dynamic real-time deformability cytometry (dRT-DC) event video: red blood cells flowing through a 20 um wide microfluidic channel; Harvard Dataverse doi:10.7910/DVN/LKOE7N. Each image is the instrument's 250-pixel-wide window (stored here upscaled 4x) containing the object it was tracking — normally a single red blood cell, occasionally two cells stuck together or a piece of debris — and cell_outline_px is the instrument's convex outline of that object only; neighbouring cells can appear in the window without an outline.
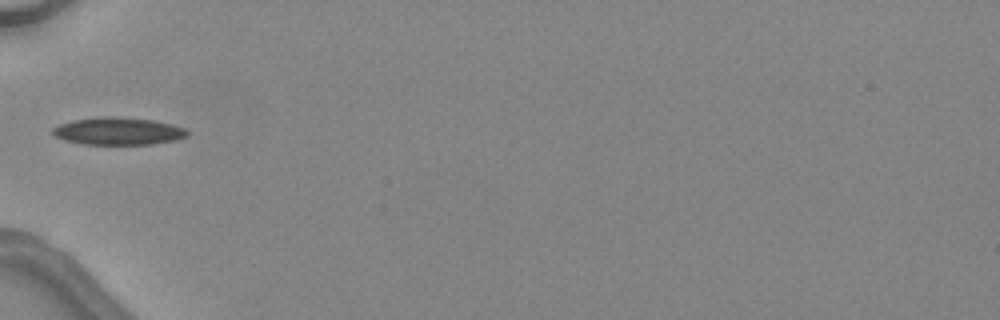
{"species": "common noctule bat (a hibernating species)", "species_latin": "Nyctalus noctula", "temperature_condition": "warm", "stored_images_in_passage": 1, "camera_frame_rate_fps": 3000, "um_per_image_px": 0.085, "animal": {"sex": "female", "body_mass_g": 24.6, "forearm_length_mm": 56.2}, "frame": {"image": 1, "passage_image": 1, "time_ms": 0.0, "image_size_px": [1000, 320], "cell_outline_px": [[188, 136], [176, 140], [152, 144], [84, 144], [64, 140], [56, 136], [52, 132], [52, 128], [60, 124], [72, 120], [100, 116], [116, 116], [152, 120], [172, 124], [184, 128], [188, 132]], "centroid_in_image_um": [10.05, 11.14], "position_along_channel_um": 75.0, "area_um2": 21.56}}